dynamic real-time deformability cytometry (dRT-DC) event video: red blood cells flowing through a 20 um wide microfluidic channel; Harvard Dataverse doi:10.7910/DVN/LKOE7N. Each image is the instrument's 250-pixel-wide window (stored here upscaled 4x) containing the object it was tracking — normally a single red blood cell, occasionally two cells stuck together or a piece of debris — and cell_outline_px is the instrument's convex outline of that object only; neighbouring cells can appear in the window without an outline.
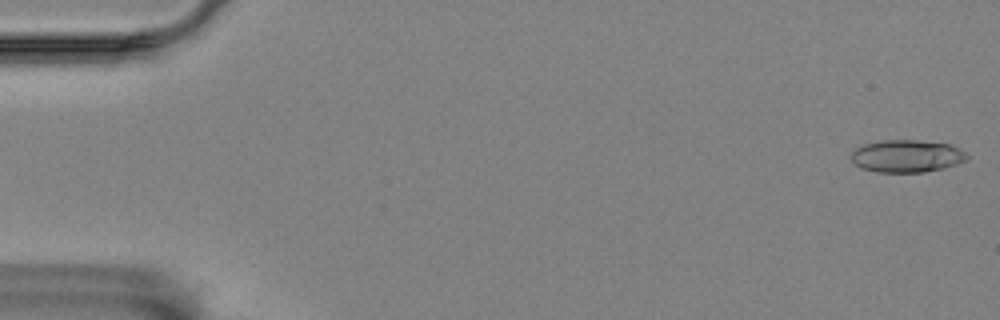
{"species": "Egyptian fruit bat (a non-hibernating species)", "species_latin": "Rousettus aegyptiacus", "temperature_condition": "room temperature", "stored_images_in_passage": 4, "camera_frame_rate_fps": 3000, "um_per_image_px": 0.085, "animal": {"sex": "female"}, "frame": {"image": 1, "passage_image": 1, "time_ms": 0.0, "image_size_px": [1000, 320], "cell_outline_px": [[968, 160], [944, 168], [924, 172], [876, 172], [860, 168], [848, 156], [856, 148], [864, 144], [880, 140], [916, 140], [948, 144], [964, 152], [968, 156]], "centroid_in_image_um": [77.03, 13.27], "position_along_channel_um": 8.0, "area_um2": 21.91}}
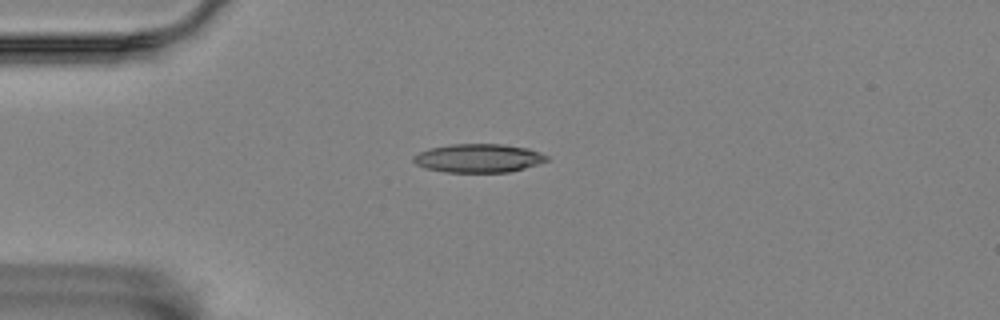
{"frame": {"image": 2, "passage_image": 4, "time_ms": 1.0, "image_size_px": [1000, 320], "cell_outline_px": [[548, 160], [524, 168], [508, 172], [444, 172], [424, 168], [416, 164], [412, 160], [412, 156], [428, 148], [448, 144], [504, 144], [528, 148], [540, 152], [548, 156]], "centroid_in_image_um": [40.63, 13.44], "position_along_channel_um": 44.4, "area_um2": 22.31}}